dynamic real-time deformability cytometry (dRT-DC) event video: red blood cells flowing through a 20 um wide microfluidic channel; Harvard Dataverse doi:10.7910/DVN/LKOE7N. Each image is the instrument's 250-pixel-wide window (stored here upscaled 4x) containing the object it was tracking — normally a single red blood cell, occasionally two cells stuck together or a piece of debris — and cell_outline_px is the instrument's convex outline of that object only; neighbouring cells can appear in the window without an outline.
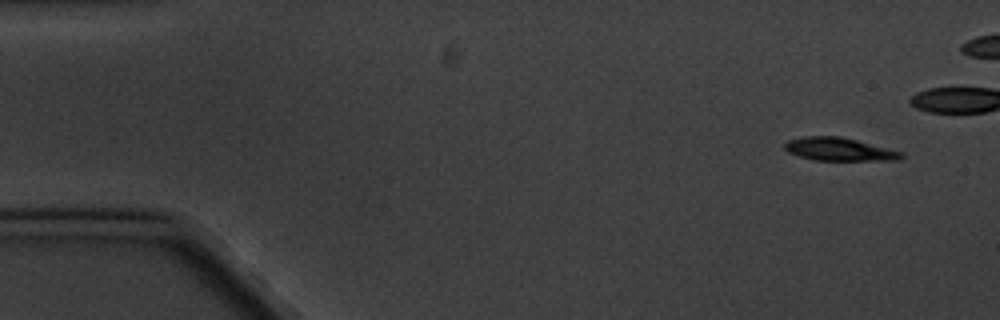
{"species": "common noctule bat (a hibernating species)", "species_latin": "Nyctalus noctula", "temperature_condition": "cold", "stored_images_in_passage": 17, "camera_frame_rate_fps": 3000, "um_per_image_px": 0.085, "animal": {"sex": "male", "body_mass_g": 20.1, "forearm_length_mm": 53.5}, "frame": {"image": 1, "passage_image": 1, "time_ms": 0.0, "image_size_px": [1000, 320], "cell_outline_px": [[904, 156], [900, 160], [812, 160], [788, 152], [784, 148], [784, 144], [788, 140], [804, 136], [840, 136], [904, 152]], "centroid_in_image_um": [71.34, 12.69], "position_along_channel_um": 13.7, "area_um2": 15.66}}
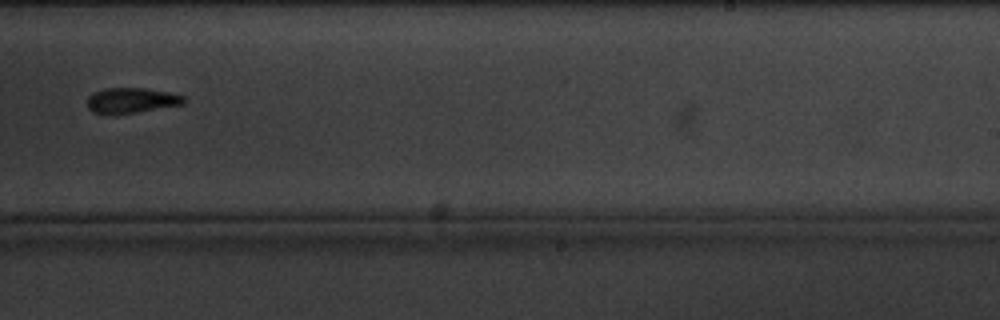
{"frame": {"image": 2, "passage_image": 12, "time_ms": 13.667, "image_size_px": [1000, 320], "cell_outline_px": [[188, 100], [184, 104], [136, 112], [92, 112], [88, 108], [88, 96], [92, 92], [104, 88], [144, 88], [168, 92], [184, 96]], "centroid_in_image_um": [11.21, 8.5], "position_along_channel_um": 277.8, "area_um2": 13.93}}